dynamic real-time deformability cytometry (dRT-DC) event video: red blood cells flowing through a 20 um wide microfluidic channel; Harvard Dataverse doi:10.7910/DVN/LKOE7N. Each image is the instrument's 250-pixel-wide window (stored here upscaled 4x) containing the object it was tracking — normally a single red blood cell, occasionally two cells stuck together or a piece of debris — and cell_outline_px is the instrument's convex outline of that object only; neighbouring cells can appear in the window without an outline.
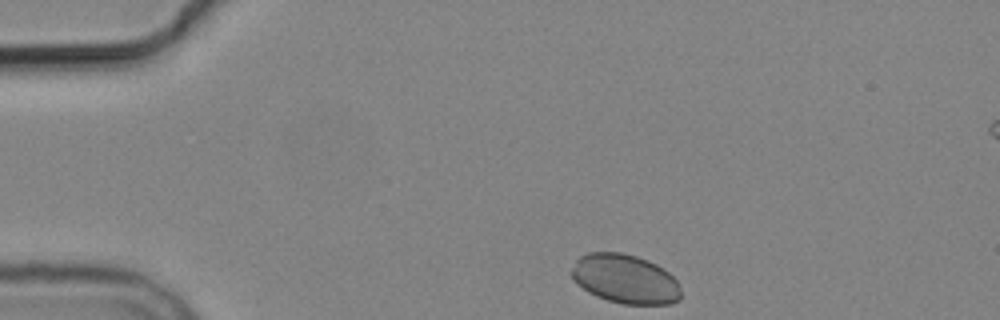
{"species": "common noctule bat (a hibernating species)", "species_latin": "Nyctalus noctula", "temperature_condition": "cold", "stored_images_in_passage": 5, "camera_frame_rate_fps": 3000, "um_per_image_px": 0.085, "animal": {"sex": "male", "body_mass_g": 19.2, "forearm_length_mm": 51.8}, "frame": {"image": 1, "passage_image": 1, "time_ms": 0.0, "image_size_px": [1000, 320], "cell_outline_px": [[680, 300], [672, 304], [620, 304], [596, 296], [588, 292], [576, 284], [572, 280], [568, 272], [576, 260], [580, 256], [588, 252], [620, 252], [636, 256], [648, 260], [664, 268], [676, 280], [680, 288]], "centroid_in_image_um": [53.1, 23.71], "position_along_channel_um": 31.9, "area_um2": 31.79}}